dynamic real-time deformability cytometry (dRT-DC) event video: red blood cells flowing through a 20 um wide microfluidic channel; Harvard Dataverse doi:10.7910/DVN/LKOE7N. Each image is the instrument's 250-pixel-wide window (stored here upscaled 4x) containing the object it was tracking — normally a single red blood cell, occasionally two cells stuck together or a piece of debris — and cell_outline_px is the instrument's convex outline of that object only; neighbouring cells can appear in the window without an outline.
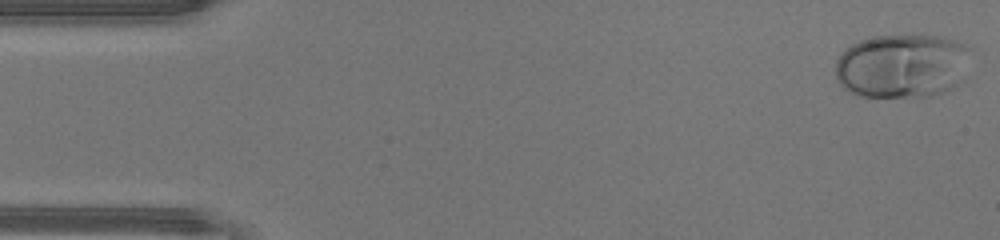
{"species": "human", "species_latin": "Homo sapiens", "temperature_condition": "warm", "stored_images_in_passage": 46, "camera_frame_rate_fps": 3000, "um_per_image_px": 0.085, "donor": {"sex": "male"}, "frame": {"image": 1, "passage_image": 1, "time_ms": 0.0, "image_size_px": [1000, 240], "cell_outline_px": [[968, 48], [956, 84], [952, 88], [932, 96], [860, 96], [844, 88], [840, 84], [836, 76], [836, 60], [840, 52], [852, 44], [860, 40], [876, 36], [936, 36], [952, 40]], "centroid_in_image_um": [76.54, 5.6], "position_along_channel_um": 8.5, "area_um2": 49.19}}
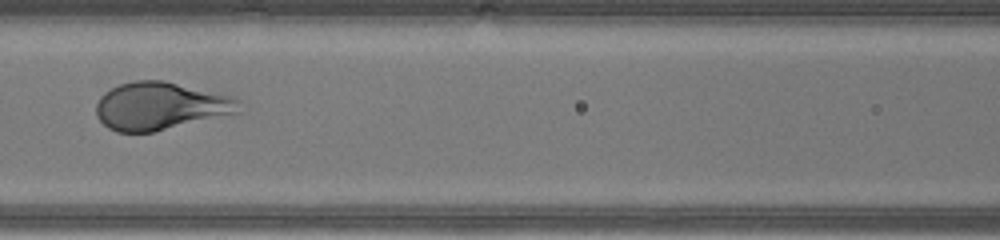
{"frame": {"image": 2, "passage_image": 20, "time_ms": 6.333, "image_size_px": [1000, 240], "cell_outline_px": [[240, 112], [152, 132], [116, 132], [108, 128], [96, 116], [96, 104], [100, 96], [104, 92], [120, 84], [136, 80], [164, 80], [236, 96], [240, 100]], "centroid_in_image_um": [13.65, 9.0], "position_along_channel_um": 152.9, "area_um2": 39.94}}
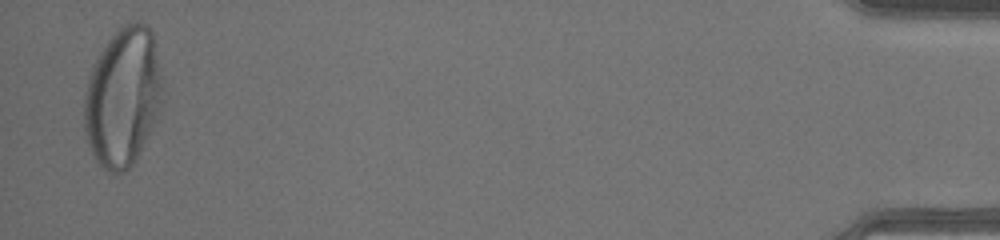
{"frame": {"image": 3, "passage_image": 45, "time_ms": 14.667, "image_size_px": [1000, 240], "cell_outline_px": [[164, 92], [160, 112], [136, 160], [124, 172], [112, 172], [104, 168], [96, 160], [88, 144], [84, 128], [84, 96], [88, 80], [92, 68], [100, 52], [108, 40], [124, 24], [132, 20], [140, 20], [148, 24], [152, 28], [164, 84]], "centroid_in_image_um": [10.49, 8.21], "position_along_channel_um": 424.7, "area_um2": 64.04}, "authors_computed_cell_mechanics": {"area_um2": 44.5349, "velocity_mm_per_s": 4.4376, "shape_relaxation_time_tau1_ms": 3.0261, "shape_relaxation_time_tau2_ms": null, "deformation_change_tau1": 0.2375, "deformation_change_tau2": null}}